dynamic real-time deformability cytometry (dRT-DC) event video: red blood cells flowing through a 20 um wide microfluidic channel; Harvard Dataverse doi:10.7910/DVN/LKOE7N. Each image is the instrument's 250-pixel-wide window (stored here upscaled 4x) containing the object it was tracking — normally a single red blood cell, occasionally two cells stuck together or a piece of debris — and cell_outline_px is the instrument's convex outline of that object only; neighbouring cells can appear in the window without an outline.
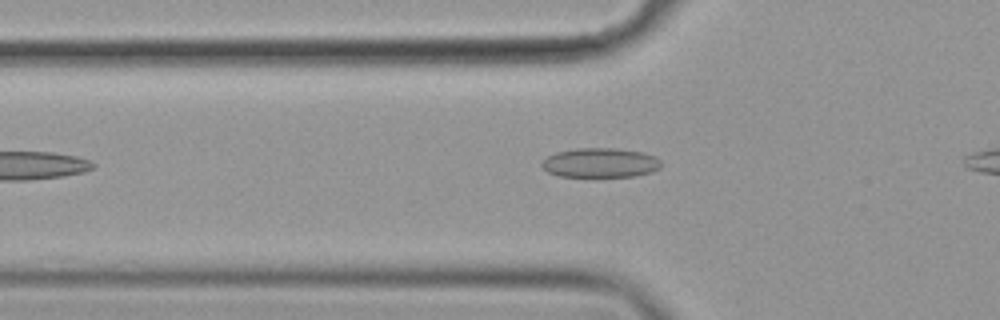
{"species": "common noctule bat (a hibernating species)", "species_latin": "Nyctalus noctula", "temperature_condition": "cold", "stored_images_in_passage": 9, "camera_frame_rate_fps": 3000, "um_per_image_px": 0.085, "animal": {"sex": "female", "body_mass_g": 19.9}, "frame": {"image": 1, "passage_image": 6, "time_ms": 1.667, "image_size_px": [1000, 320], "cell_outline_px": [[664, 164], [660, 168], [652, 172], [636, 176], [560, 176], [548, 172], [540, 164], [548, 156], [556, 152], [576, 148], [616, 148], [644, 152], [656, 156]], "centroid_in_image_um": [51.09, 13.82], "position_along_channel_um": 74.7, "area_um2": 20.63}}